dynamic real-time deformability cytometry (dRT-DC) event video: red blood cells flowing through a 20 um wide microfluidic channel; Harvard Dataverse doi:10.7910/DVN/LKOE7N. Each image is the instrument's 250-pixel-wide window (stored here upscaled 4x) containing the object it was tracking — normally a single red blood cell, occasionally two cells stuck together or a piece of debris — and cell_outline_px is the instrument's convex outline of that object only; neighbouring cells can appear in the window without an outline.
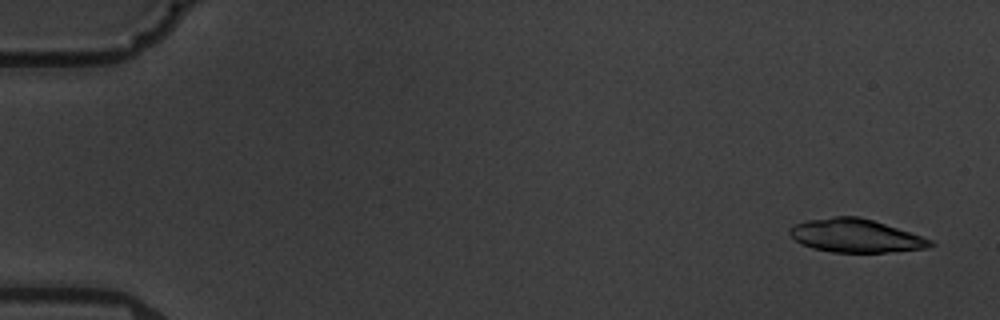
{"species": "common noctule bat (a hibernating species)", "species_latin": "Nyctalus noctula", "temperature_condition": "warm", "stored_images_in_passage": 6, "camera_frame_rate_fps": 3000, "um_per_image_px": 0.085, "animal": {"sex": "male", "body_mass_g": 19.5, "forearm_length_mm": 54.6}, "frame": {"image": 1, "passage_image": 1, "time_ms": 0.0, "image_size_px": [1000, 320], "cell_outline_px": [[936, 244], [928, 248], [884, 252], [832, 252], [812, 248], [800, 244], [788, 232], [788, 228], [796, 224], [808, 220], [836, 216], [860, 216], [932, 240]], "centroid_in_image_um": [72.7, 20.04], "position_along_channel_um": 12.3, "area_um2": 26.99}}